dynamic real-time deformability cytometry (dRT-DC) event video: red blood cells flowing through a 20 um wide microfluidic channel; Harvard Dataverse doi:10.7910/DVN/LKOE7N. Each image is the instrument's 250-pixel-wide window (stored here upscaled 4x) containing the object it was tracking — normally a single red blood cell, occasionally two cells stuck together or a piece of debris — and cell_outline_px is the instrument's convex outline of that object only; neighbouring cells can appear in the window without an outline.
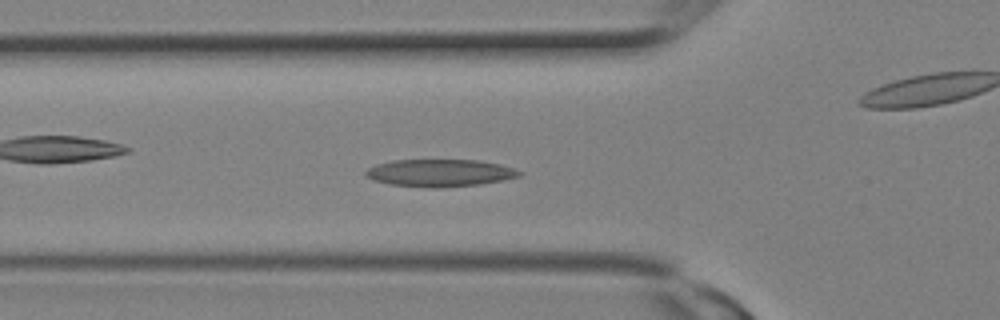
{"species": "Egyptian fruit bat (a non-hibernating species)", "species_latin": "Rousettus aegyptiacus", "temperature_condition": "room temperature", "stored_images_in_passage": 11, "segment_of_instrument_passage": [1, 2], "camera_frame_rate_fps": 3000, "um_per_image_px": 0.085, "animal": {"sex": "female"}, "frame": {"image": 1, "passage_image": 8, "time_ms": 2.333, "image_size_px": [1000, 320], "cell_outline_px": [[524, 172], [520, 176], [504, 180], [480, 184], [440, 188], [432, 188], [392, 184], [372, 180], [364, 176], [364, 172], [368, 168], [376, 164], [392, 160], [476, 160], [500, 164]], "centroid_in_image_um": [37.37, 14.7], "position_along_channel_um": 88.4, "area_um2": 24.57}}
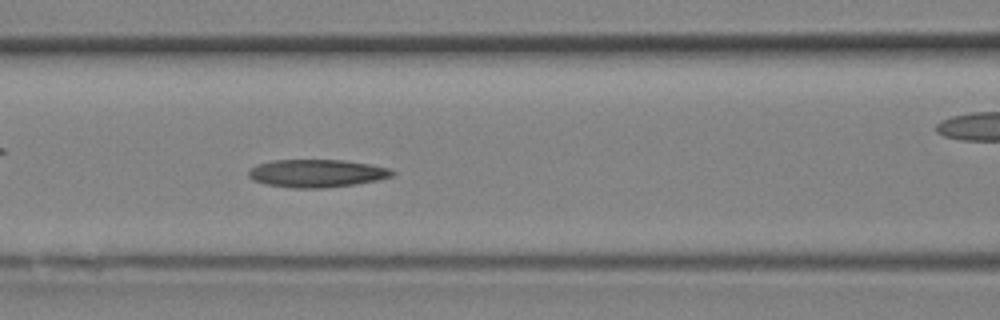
{"frame": {"image": 2, "passage_image": 10, "time_ms": 3.0, "image_size_px": [1000, 320], "cell_outline_px": [[396, 172], [392, 176], [376, 180], [356, 184], [324, 188], [292, 188], [268, 184], [252, 180], [248, 176], [248, 172], [256, 164], [272, 160], [344, 160], [368, 164], [388, 168]], "centroid_in_image_um": [26.9, 14.73], "position_along_channel_um": 139.7, "area_um2": 23.24}}